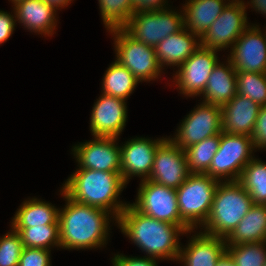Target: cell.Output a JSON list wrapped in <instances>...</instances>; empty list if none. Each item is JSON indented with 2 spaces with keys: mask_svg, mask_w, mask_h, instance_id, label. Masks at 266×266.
Wrapping results in <instances>:
<instances>
[{
  "mask_svg": "<svg viewBox=\"0 0 266 266\" xmlns=\"http://www.w3.org/2000/svg\"><path fill=\"white\" fill-rule=\"evenodd\" d=\"M219 61L212 70L206 84V88L200 98L203 103L219 107L227 104L237 94L236 75L231 61Z\"/></svg>",
  "mask_w": 266,
  "mask_h": 266,
  "instance_id": "cell-22",
  "label": "cell"
},
{
  "mask_svg": "<svg viewBox=\"0 0 266 266\" xmlns=\"http://www.w3.org/2000/svg\"><path fill=\"white\" fill-rule=\"evenodd\" d=\"M98 3L107 31L123 28L135 13L131 0H98Z\"/></svg>",
  "mask_w": 266,
  "mask_h": 266,
  "instance_id": "cell-30",
  "label": "cell"
},
{
  "mask_svg": "<svg viewBox=\"0 0 266 266\" xmlns=\"http://www.w3.org/2000/svg\"><path fill=\"white\" fill-rule=\"evenodd\" d=\"M135 11H158L170 7L168 0H131Z\"/></svg>",
  "mask_w": 266,
  "mask_h": 266,
  "instance_id": "cell-38",
  "label": "cell"
},
{
  "mask_svg": "<svg viewBox=\"0 0 266 266\" xmlns=\"http://www.w3.org/2000/svg\"><path fill=\"white\" fill-rule=\"evenodd\" d=\"M250 138L255 152L257 150H266V105L261 106L259 109Z\"/></svg>",
  "mask_w": 266,
  "mask_h": 266,
  "instance_id": "cell-35",
  "label": "cell"
},
{
  "mask_svg": "<svg viewBox=\"0 0 266 266\" xmlns=\"http://www.w3.org/2000/svg\"><path fill=\"white\" fill-rule=\"evenodd\" d=\"M230 2H242L244 3L245 1L244 0H229Z\"/></svg>",
  "mask_w": 266,
  "mask_h": 266,
  "instance_id": "cell-42",
  "label": "cell"
},
{
  "mask_svg": "<svg viewBox=\"0 0 266 266\" xmlns=\"http://www.w3.org/2000/svg\"><path fill=\"white\" fill-rule=\"evenodd\" d=\"M49 5H52L57 11L67 7L74 0H44Z\"/></svg>",
  "mask_w": 266,
  "mask_h": 266,
  "instance_id": "cell-41",
  "label": "cell"
},
{
  "mask_svg": "<svg viewBox=\"0 0 266 266\" xmlns=\"http://www.w3.org/2000/svg\"><path fill=\"white\" fill-rule=\"evenodd\" d=\"M218 51L200 46L173 74L176 89L184 97L201 96L209 76L220 61Z\"/></svg>",
  "mask_w": 266,
  "mask_h": 266,
  "instance_id": "cell-12",
  "label": "cell"
},
{
  "mask_svg": "<svg viewBox=\"0 0 266 266\" xmlns=\"http://www.w3.org/2000/svg\"><path fill=\"white\" fill-rule=\"evenodd\" d=\"M220 134L206 138L185 149L190 174H206L218 151Z\"/></svg>",
  "mask_w": 266,
  "mask_h": 266,
  "instance_id": "cell-28",
  "label": "cell"
},
{
  "mask_svg": "<svg viewBox=\"0 0 266 266\" xmlns=\"http://www.w3.org/2000/svg\"><path fill=\"white\" fill-rule=\"evenodd\" d=\"M250 25L244 3L229 2L200 38L201 46L219 52L229 50Z\"/></svg>",
  "mask_w": 266,
  "mask_h": 266,
  "instance_id": "cell-11",
  "label": "cell"
},
{
  "mask_svg": "<svg viewBox=\"0 0 266 266\" xmlns=\"http://www.w3.org/2000/svg\"><path fill=\"white\" fill-rule=\"evenodd\" d=\"M64 182L61 189L68 198L106 210L116 219L129 204L120 200L127 187L121 173L76 168Z\"/></svg>",
  "mask_w": 266,
  "mask_h": 266,
  "instance_id": "cell-3",
  "label": "cell"
},
{
  "mask_svg": "<svg viewBox=\"0 0 266 266\" xmlns=\"http://www.w3.org/2000/svg\"><path fill=\"white\" fill-rule=\"evenodd\" d=\"M237 94L266 105V74L246 71H237Z\"/></svg>",
  "mask_w": 266,
  "mask_h": 266,
  "instance_id": "cell-31",
  "label": "cell"
},
{
  "mask_svg": "<svg viewBox=\"0 0 266 266\" xmlns=\"http://www.w3.org/2000/svg\"><path fill=\"white\" fill-rule=\"evenodd\" d=\"M167 138L135 137L122 142L121 147V176L128 184L132 177L145 180L149 177L157 147Z\"/></svg>",
  "mask_w": 266,
  "mask_h": 266,
  "instance_id": "cell-16",
  "label": "cell"
},
{
  "mask_svg": "<svg viewBox=\"0 0 266 266\" xmlns=\"http://www.w3.org/2000/svg\"><path fill=\"white\" fill-rule=\"evenodd\" d=\"M238 182L248 191L254 204L266 205V162L254 157L243 168Z\"/></svg>",
  "mask_w": 266,
  "mask_h": 266,
  "instance_id": "cell-27",
  "label": "cell"
},
{
  "mask_svg": "<svg viewBox=\"0 0 266 266\" xmlns=\"http://www.w3.org/2000/svg\"><path fill=\"white\" fill-rule=\"evenodd\" d=\"M195 107L179 123L175 135L168 136L183 150L222 132L221 107L203 102Z\"/></svg>",
  "mask_w": 266,
  "mask_h": 266,
  "instance_id": "cell-10",
  "label": "cell"
},
{
  "mask_svg": "<svg viewBox=\"0 0 266 266\" xmlns=\"http://www.w3.org/2000/svg\"><path fill=\"white\" fill-rule=\"evenodd\" d=\"M59 192L66 201L58 212L60 249L98 250L106 246L112 230L110 223L117 224V219L106 210L68 198L61 188Z\"/></svg>",
  "mask_w": 266,
  "mask_h": 266,
  "instance_id": "cell-1",
  "label": "cell"
},
{
  "mask_svg": "<svg viewBox=\"0 0 266 266\" xmlns=\"http://www.w3.org/2000/svg\"><path fill=\"white\" fill-rule=\"evenodd\" d=\"M189 175L185 150L167 137L157 147L152 170L147 180L177 189Z\"/></svg>",
  "mask_w": 266,
  "mask_h": 266,
  "instance_id": "cell-15",
  "label": "cell"
},
{
  "mask_svg": "<svg viewBox=\"0 0 266 266\" xmlns=\"http://www.w3.org/2000/svg\"><path fill=\"white\" fill-rule=\"evenodd\" d=\"M192 232L194 234L187 244H181L178 263H182L183 266H215L226 251V239L202 231Z\"/></svg>",
  "mask_w": 266,
  "mask_h": 266,
  "instance_id": "cell-19",
  "label": "cell"
},
{
  "mask_svg": "<svg viewBox=\"0 0 266 266\" xmlns=\"http://www.w3.org/2000/svg\"><path fill=\"white\" fill-rule=\"evenodd\" d=\"M260 105L236 94L222 110V131L228 134L250 136L259 113Z\"/></svg>",
  "mask_w": 266,
  "mask_h": 266,
  "instance_id": "cell-21",
  "label": "cell"
},
{
  "mask_svg": "<svg viewBox=\"0 0 266 266\" xmlns=\"http://www.w3.org/2000/svg\"><path fill=\"white\" fill-rule=\"evenodd\" d=\"M113 266H158V259L145 256H128L121 253L114 254L111 257Z\"/></svg>",
  "mask_w": 266,
  "mask_h": 266,
  "instance_id": "cell-36",
  "label": "cell"
},
{
  "mask_svg": "<svg viewBox=\"0 0 266 266\" xmlns=\"http://www.w3.org/2000/svg\"><path fill=\"white\" fill-rule=\"evenodd\" d=\"M253 205L248 191L238 181L219 182L209 217L200 231L226 239Z\"/></svg>",
  "mask_w": 266,
  "mask_h": 266,
  "instance_id": "cell-4",
  "label": "cell"
},
{
  "mask_svg": "<svg viewBox=\"0 0 266 266\" xmlns=\"http://www.w3.org/2000/svg\"><path fill=\"white\" fill-rule=\"evenodd\" d=\"M101 93L121 98L125 101L140 83L135 76L118 61L114 60L103 75Z\"/></svg>",
  "mask_w": 266,
  "mask_h": 266,
  "instance_id": "cell-26",
  "label": "cell"
},
{
  "mask_svg": "<svg viewBox=\"0 0 266 266\" xmlns=\"http://www.w3.org/2000/svg\"><path fill=\"white\" fill-rule=\"evenodd\" d=\"M200 46V37L183 27L179 32L171 34L159 42L154 48L157 60L164 70L169 66H172L173 69H177Z\"/></svg>",
  "mask_w": 266,
  "mask_h": 266,
  "instance_id": "cell-20",
  "label": "cell"
},
{
  "mask_svg": "<svg viewBox=\"0 0 266 266\" xmlns=\"http://www.w3.org/2000/svg\"><path fill=\"white\" fill-rule=\"evenodd\" d=\"M11 1L12 5L15 4L16 2L22 1V0H9Z\"/></svg>",
  "mask_w": 266,
  "mask_h": 266,
  "instance_id": "cell-43",
  "label": "cell"
},
{
  "mask_svg": "<svg viewBox=\"0 0 266 266\" xmlns=\"http://www.w3.org/2000/svg\"><path fill=\"white\" fill-rule=\"evenodd\" d=\"M266 242V205L254 204L226 238L227 245Z\"/></svg>",
  "mask_w": 266,
  "mask_h": 266,
  "instance_id": "cell-25",
  "label": "cell"
},
{
  "mask_svg": "<svg viewBox=\"0 0 266 266\" xmlns=\"http://www.w3.org/2000/svg\"><path fill=\"white\" fill-rule=\"evenodd\" d=\"M20 234L24 247L53 250L60 248L59 225L13 228Z\"/></svg>",
  "mask_w": 266,
  "mask_h": 266,
  "instance_id": "cell-29",
  "label": "cell"
},
{
  "mask_svg": "<svg viewBox=\"0 0 266 266\" xmlns=\"http://www.w3.org/2000/svg\"><path fill=\"white\" fill-rule=\"evenodd\" d=\"M219 181L206 174H190L177 189L181 219L192 229H200L209 217Z\"/></svg>",
  "mask_w": 266,
  "mask_h": 266,
  "instance_id": "cell-5",
  "label": "cell"
},
{
  "mask_svg": "<svg viewBox=\"0 0 266 266\" xmlns=\"http://www.w3.org/2000/svg\"><path fill=\"white\" fill-rule=\"evenodd\" d=\"M12 9L16 22L30 33L45 37L56 33L58 11L44 0H22L13 4Z\"/></svg>",
  "mask_w": 266,
  "mask_h": 266,
  "instance_id": "cell-18",
  "label": "cell"
},
{
  "mask_svg": "<svg viewBox=\"0 0 266 266\" xmlns=\"http://www.w3.org/2000/svg\"><path fill=\"white\" fill-rule=\"evenodd\" d=\"M135 202L138 211L159 221L181 226L186 232L192 229L181 219L176 189L150 180H141Z\"/></svg>",
  "mask_w": 266,
  "mask_h": 266,
  "instance_id": "cell-9",
  "label": "cell"
},
{
  "mask_svg": "<svg viewBox=\"0 0 266 266\" xmlns=\"http://www.w3.org/2000/svg\"><path fill=\"white\" fill-rule=\"evenodd\" d=\"M215 266H236L230 254L225 251Z\"/></svg>",
  "mask_w": 266,
  "mask_h": 266,
  "instance_id": "cell-40",
  "label": "cell"
},
{
  "mask_svg": "<svg viewBox=\"0 0 266 266\" xmlns=\"http://www.w3.org/2000/svg\"><path fill=\"white\" fill-rule=\"evenodd\" d=\"M29 199V200H28ZM24 200L13 218L12 228H30L44 225H59V208L41 198L33 197Z\"/></svg>",
  "mask_w": 266,
  "mask_h": 266,
  "instance_id": "cell-24",
  "label": "cell"
},
{
  "mask_svg": "<svg viewBox=\"0 0 266 266\" xmlns=\"http://www.w3.org/2000/svg\"><path fill=\"white\" fill-rule=\"evenodd\" d=\"M245 8H252V11L259 12L260 14L266 16V0H249L244 2Z\"/></svg>",
  "mask_w": 266,
  "mask_h": 266,
  "instance_id": "cell-39",
  "label": "cell"
},
{
  "mask_svg": "<svg viewBox=\"0 0 266 266\" xmlns=\"http://www.w3.org/2000/svg\"><path fill=\"white\" fill-rule=\"evenodd\" d=\"M251 24L235 41L227 58L236 71L266 74V30Z\"/></svg>",
  "mask_w": 266,
  "mask_h": 266,
  "instance_id": "cell-14",
  "label": "cell"
},
{
  "mask_svg": "<svg viewBox=\"0 0 266 266\" xmlns=\"http://www.w3.org/2000/svg\"><path fill=\"white\" fill-rule=\"evenodd\" d=\"M23 249L20 234L11 227L0 237V266H18Z\"/></svg>",
  "mask_w": 266,
  "mask_h": 266,
  "instance_id": "cell-33",
  "label": "cell"
},
{
  "mask_svg": "<svg viewBox=\"0 0 266 266\" xmlns=\"http://www.w3.org/2000/svg\"><path fill=\"white\" fill-rule=\"evenodd\" d=\"M51 250L24 247L18 266H52Z\"/></svg>",
  "mask_w": 266,
  "mask_h": 266,
  "instance_id": "cell-34",
  "label": "cell"
},
{
  "mask_svg": "<svg viewBox=\"0 0 266 266\" xmlns=\"http://www.w3.org/2000/svg\"><path fill=\"white\" fill-rule=\"evenodd\" d=\"M127 114V101L101 93L91 111V135L119 138L126 126Z\"/></svg>",
  "mask_w": 266,
  "mask_h": 266,
  "instance_id": "cell-17",
  "label": "cell"
},
{
  "mask_svg": "<svg viewBox=\"0 0 266 266\" xmlns=\"http://www.w3.org/2000/svg\"><path fill=\"white\" fill-rule=\"evenodd\" d=\"M116 226L147 257L160 261L177 262L181 247L179 236L192 233V230L186 232L179 225L145 215L130 202L119 215Z\"/></svg>",
  "mask_w": 266,
  "mask_h": 266,
  "instance_id": "cell-2",
  "label": "cell"
},
{
  "mask_svg": "<svg viewBox=\"0 0 266 266\" xmlns=\"http://www.w3.org/2000/svg\"><path fill=\"white\" fill-rule=\"evenodd\" d=\"M0 10V45L8 41L17 25L15 14Z\"/></svg>",
  "mask_w": 266,
  "mask_h": 266,
  "instance_id": "cell-37",
  "label": "cell"
},
{
  "mask_svg": "<svg viewBox=\"0 0 266 266\" xmlns=\"http://www.w3.org/2000/svg\"><path fill=\"white\" fill-rule=\"evenodd\" d=\"M168 7L158 11H135L123 29L134 39L155 47L184 27L183 11Z\"/></svg>",
  "mask_w": 266,
  "mask_h": 266,
  "instance_id": "cell-8",
  "label": "cell"
},
{
  "mask_svg": "<svg viewBox=\"0 0 266 266\" xmlns=\"http://www.w3.org/2000/svg\"><path fill=\"white\" fill-rule=\"evenodd\" d=\"M107 32L114 39L115 60L125 66L139 82L150 83L165 74L154 47L134 39L123 28Z\"/></svg>",
  "mask_w": 266,
  "mask_h": 266,
  "instance_id": "cell-6",
  "label": "cell"
},
{
  "mask_svg": "<svg viewBox=\"0 0 266 266\" xmlns=\"http://www.w3.org/2000/svg\"><path fill=\"white\" fill-rule=\"evenodd\" d=\"M226 251L236 266H264L266 263V242L227 245Z\"/></svg>",
  "mask_w": 266,
  "mask_h": 266,
  "instance_id": "cell-32",
  "label": "cell"
},
{
  "mask_svg": "<svg viewBox=\"0 0 266 266\" xmlns=\"http://www.w3.org/2000/svg\"><path fill=\"white\" fill-rule=\"evenodd\" d=\"M250 136L221 132L218 151L206 175L219 182L238 181L243 168L255 157Z\"/></svg>",
  "mask_w": 266,
  "mask_h": 266,
  "instance_id": "cell-7",
  "label": "cell"
},
{
  "mask_svg": "<svg viewBox=\"0 0 266 266\" xmlns=\"http://www.w3.org/2000/svg\"><path fill=\"white\" fill-rule=\"evenodd\" d=\"M71 148L77 168L121 173V147L117 137L93 136Z\"/></svg>",
  "mask_w": 266,
  "mask_h": 266,
  "instance_id": "cell-13",
  "label": "cell"
},
{
  "mask_svg": "<svg viewBox=\"0 0 266 266\" xmlns=\"http://www.w3.org/2000/svg\"><path fill=\"white\" fill-rule=\"evenodd\" d=\"M229 2V0H185V4L181 7L184 28L201 38Z\"/></svg>",
  "mask_w": 266,
  "mask_h": 266,
  "instance_id": "cell-23",
  "label": "cell"
}]
</instances>
